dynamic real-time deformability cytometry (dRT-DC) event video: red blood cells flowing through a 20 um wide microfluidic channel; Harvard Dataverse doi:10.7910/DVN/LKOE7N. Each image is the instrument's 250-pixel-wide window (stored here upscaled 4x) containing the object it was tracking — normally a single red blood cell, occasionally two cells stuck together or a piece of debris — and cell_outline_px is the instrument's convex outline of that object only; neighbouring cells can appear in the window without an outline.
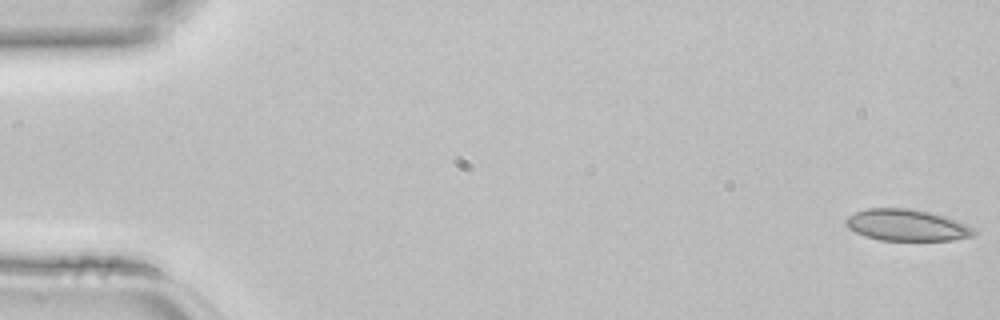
{"species": "common noctule bat (a hibernating species)", "species_latin": "Nyctalus noctula", "temperature_condition": "room temperature", "stored_images_in_passage": 46, "camera_frame_rate_fps": 3000, "um_per_image_px": 0.085, "animal": {"sex": "female", "body_mass_g": 22.7, "forearm_length_mm": 54.2}, "frame": {"image": 1, "passage_image": 1, "time_ms": 0.0, "image_size_px": [1000, 320], "cell_outline_px": [[976, 232], [972, 236], [952, 240], [880, 240], [864, 236], [848, 228], [844, 224], [844, 220], [848, 216], [856, 212], [868, 208], [908, 208], [928, 212], [944, 216], [968, 224], [976, 228]], "centroid_in_image_um": [77.07, 19.14], "position_along_channel_um": 7.9, "area_um2": 23.58}}
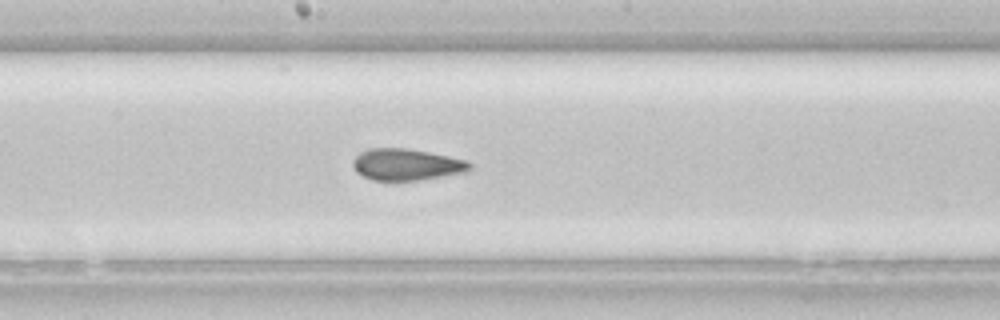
{"frame": {"image": 2, "passage_image": 24, "time_ms": 7.667, "image_size_px": [1000, 320], "cell_outline_px": [[472, 168], [464, 172], [416, 180], [372, 180], [356, 172], [352, 164], [352, 160], [360, 152], [368, 148], [404, 148], [428, 152], [468, 160], [472, 164]], "centroid_in_image_um": [34.53, 13.97], "position_along_channel_um": 213.7, "area_um2": 21.33}}
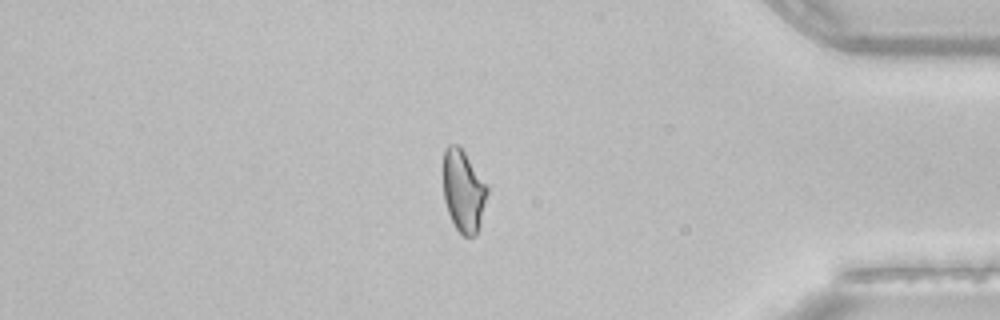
{"frame": {"image": 3, "passage_image": 38, "time_ms": 12.333, "image_size_px": [1000, 320], "cell_outline_px": [[488, 192], [480, 224], [476, 236], [464, 236], [456, 228], [448, 212], [444, 200], [444, 148], [448, 144], [456, 144], [464, 152], [488, 184]], "centroid_in_image_um": [39.41, 16.23], "position_along_channel_um": 395.8, "area_um2": 20.98}}